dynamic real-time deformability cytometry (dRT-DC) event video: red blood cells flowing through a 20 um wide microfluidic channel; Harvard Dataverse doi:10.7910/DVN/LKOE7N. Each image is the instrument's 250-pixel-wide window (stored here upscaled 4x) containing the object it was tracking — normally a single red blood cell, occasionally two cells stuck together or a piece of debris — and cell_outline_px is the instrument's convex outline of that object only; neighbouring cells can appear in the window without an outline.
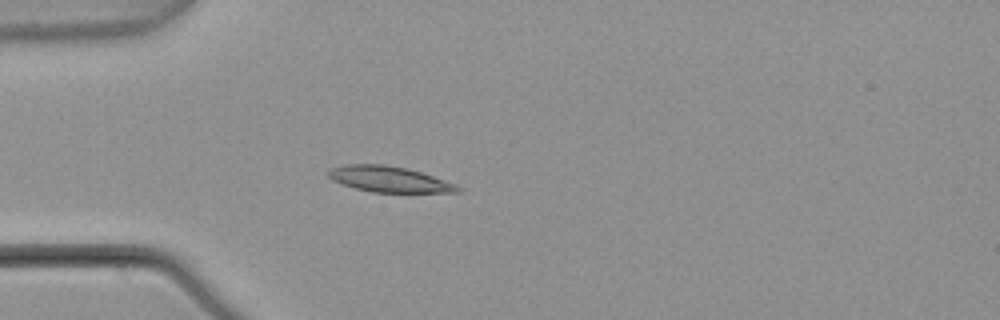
{"species": "common noctule bat (a hibernating species)", "species_latin": "Nyctalus noctula", "temperature_condition": "warm", "stored_images_in_passage": 4, "camera_frame_rate_fps": 3000, "um_per_image_px": 0.085, "animal": {"sex": "male", "body_mass_g": 21.5, "forearm_length_mm": 52.0}, "frame": {"image": 1, "passage_image": 4, "time_ms": 1.0, "image_size_px": [1000, 320], "cell_outline_px": [[460, 192], [372, 192], [356, 188], [332, 180], [328, 176], [328, 172], [332, 168], [344, 164], [384, 164], [408, 168], [456, 184], [460, 188]], "centroid_in_image_um": [33.06, 15.22], "position_along_channel_um": 51.9, "area_um2": 19.19}}